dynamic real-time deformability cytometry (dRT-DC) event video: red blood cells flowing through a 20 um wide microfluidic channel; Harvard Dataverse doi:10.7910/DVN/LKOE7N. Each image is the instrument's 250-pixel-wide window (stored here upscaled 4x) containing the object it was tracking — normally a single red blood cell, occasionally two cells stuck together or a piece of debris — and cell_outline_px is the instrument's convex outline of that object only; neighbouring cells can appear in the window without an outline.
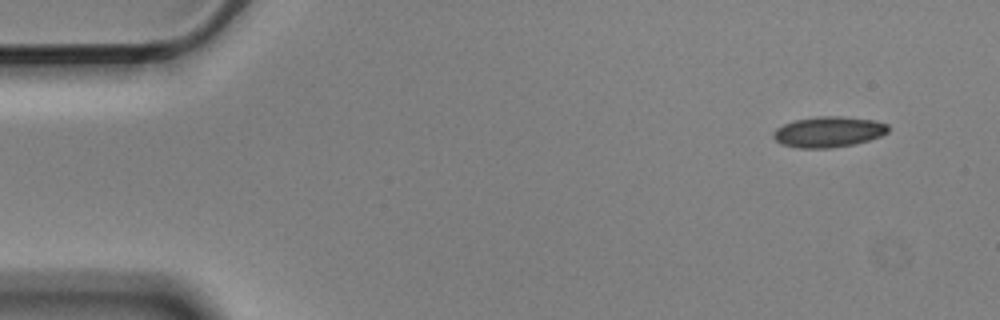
{"species": "Egyptian fruit bat (a non-hibernating species)", "species_latin": "Rousettus aegyptiacus", "temperature_condition": "cold", "stored_images_in_passage": 6, "camera_frame_rate_fps": 3000, "um_per_image_px": 0.085, "animal": {"sex": "male"}, "frame": {"image": 1, "passage_image": 1, "time_ms": 0.0, "image_size_px": [1000, 320], "cell_outline_px": [[888, 132], [880, 136], [868, 140], [852, 144], [828, 148], [800, 148], [780, 144], [772, 136], [772, 132], [776, 128], [784, 124], [796, 120], [816, 116], [840, 116], [872, 120], [888, 124]], "centroid_in_image_um": [70.38, 11.2], "position_along_channel_um": 14.6, "area_um2": 20.4}}
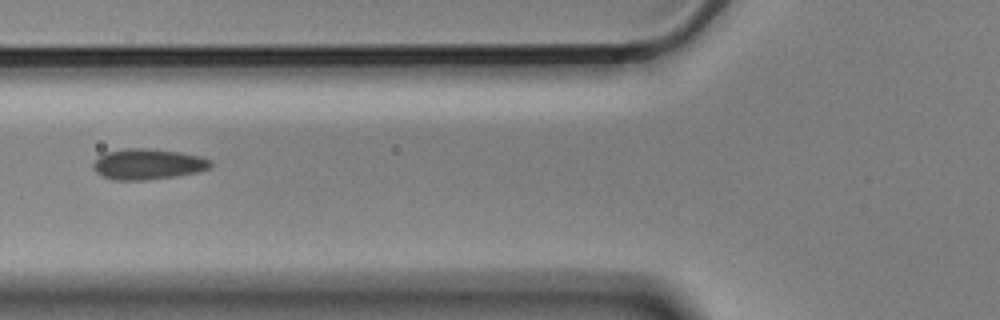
{"frame": {"image": 2, "passage_image": 5, "time_ms": 1.333, "image_size_px": [1000, 320], "cell_outline_px": [[212, 168], [196, 172], [176, 176], [144, 180], [112, 180], [100, 176], [92, 168], [92, 164], [104, 152], [128, 148], [144, 148], [180, 152], [200, 156], [212, 160]], "centroid_in_image_um": [12.56, 13.96], "position_along_channel_um": 113.2, "area_um2": 21.15}}
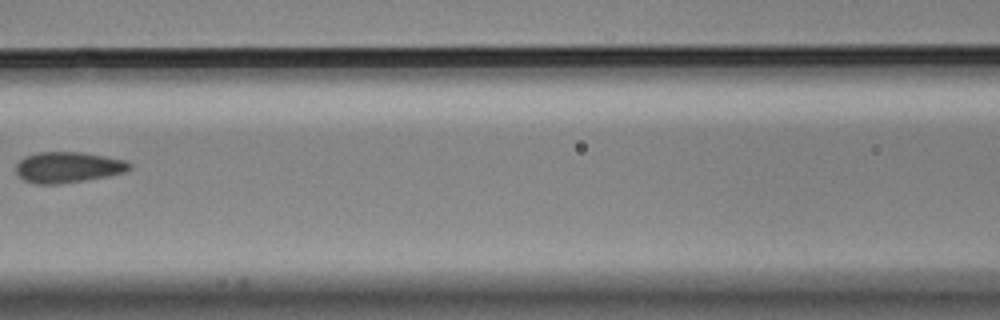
{"frame": {"image": 3, "passage_image": 6, "time_ms": 1.667, "image_size_px": [1000, 320], "cell_outline_px": [[132, 168], [124, 172], [108, 176], [60, 184], [36, 184], [24, 180], [16, 172], [16, 164], [24, 156], [40, 152], [80, 152], [104, 156], [124, 160], [132, 164]], "centroid_in_image_um": [5.77, 14.22], "position_along_channel_um": 160.8, "area_um2": 20.35}}